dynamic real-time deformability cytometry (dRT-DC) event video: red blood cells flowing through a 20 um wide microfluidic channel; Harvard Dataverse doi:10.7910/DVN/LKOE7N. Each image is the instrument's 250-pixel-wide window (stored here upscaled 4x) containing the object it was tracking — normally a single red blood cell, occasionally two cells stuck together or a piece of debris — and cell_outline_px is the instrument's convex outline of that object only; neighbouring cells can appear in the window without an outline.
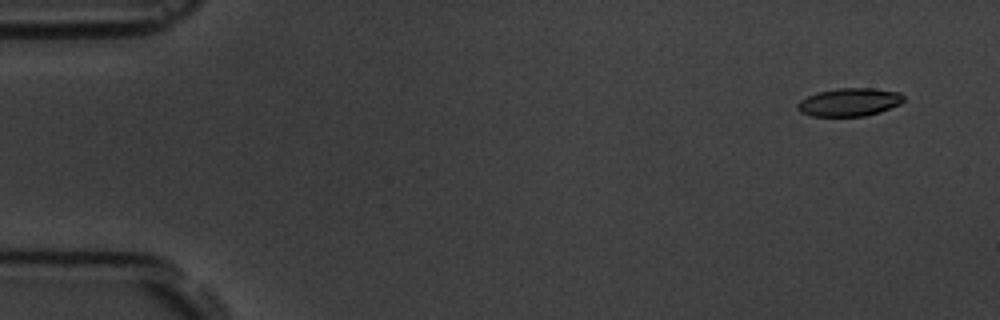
{"species": "common noctule bat (a hibernating species)", "species_latin": "Nyctalus noctula", "temperature_condition": "room temperature", "stored_images_in_passage": 5, "camera_frame_rate_fps": 3000, "um_per_image_px": 0.085, "animal": {"sex": "male", "body_mass_g": 19.5, "forearm_length_mm": 54.6}, "frame": {"image": 1, "passage_image": 1, "time_ms": 0.0, "image_size_px": [1000, 320], "cell_outline_px": [[904, 100], [900, 104], [880, 112], [864, 116], [812, 116], [800, 112], [796, 108], [796, 104], [800, 100], [816, 92], [840, 88], [872, 88], [900, 92], [904, 96]], "centroid_in_image_um": [72.19, 8.68], "position_along_channel_um": 12.8, "area_um2": 17.46}}
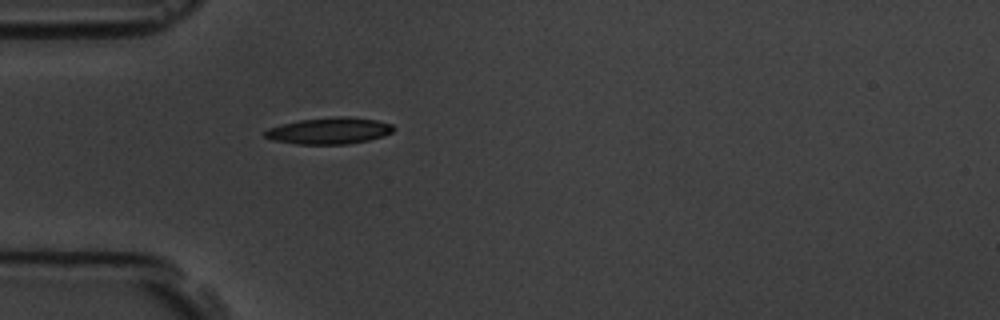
{"frame": {"image": 2, "passage_image": 5, "time_ms": 4.333, "image_size_px": [1000, 320], "cell_outline_px": [[396, 128], [392, 132], [384, 136], [368, 140], [348, 144], [296, 144], [272, 140], [264, 136], [264, 132], [268, 128], [300, 120], [336, 116], [348, 116], [376, 120], [392, 124]], "centroid_in_image_um": [28.01, 11.11], "position_along_channel_um": 57.0, "area_um2": 19.88}}